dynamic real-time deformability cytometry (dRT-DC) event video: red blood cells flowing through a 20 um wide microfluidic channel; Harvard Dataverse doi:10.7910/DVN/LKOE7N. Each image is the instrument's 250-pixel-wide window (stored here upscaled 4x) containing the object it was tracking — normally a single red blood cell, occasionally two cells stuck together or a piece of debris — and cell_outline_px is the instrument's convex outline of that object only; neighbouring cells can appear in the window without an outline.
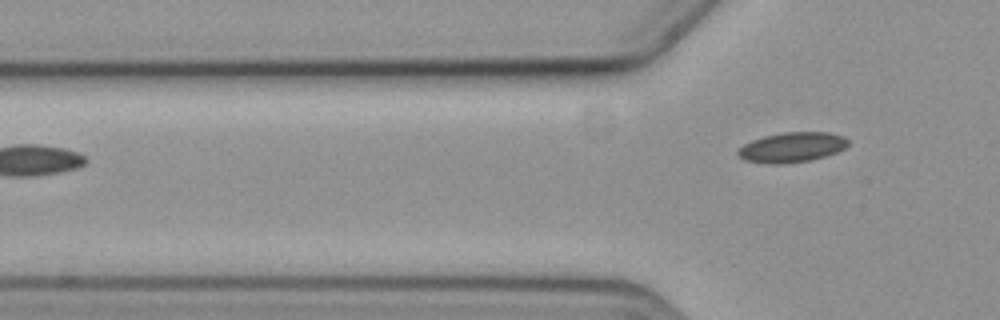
{"species": "common noctule bat (a hibernating species)", "species_latin": "Nyctalus noctula", "temperature_condition": "cold", "stored_images_in_passage": 6, "camera_frame_rate_fps": 3000, "um_per_image_px": 0.085, "animal": {"sex": "female", "body_mass_g": 19.3, "forearm_length_mm": 54.1}, "frame": {"image": 1, "passage_image": 6, "time_ms": 6.0, "image_size_px": [1000, 320], "cell_outline_px": [[848, 144], [844, 148], [836, 152], [824, 156], [808, 160], [784, 164], [768, 164], [744, 160], [736, 152], [744, 144], [752, 140], [764, 136], [784, 132], [828, 132], [844, 136], [848, 140]], "centroid_in_image_um": [67.3, 12.51], "position_along_channel_um": 58.5, "area_um2": 19.13}}